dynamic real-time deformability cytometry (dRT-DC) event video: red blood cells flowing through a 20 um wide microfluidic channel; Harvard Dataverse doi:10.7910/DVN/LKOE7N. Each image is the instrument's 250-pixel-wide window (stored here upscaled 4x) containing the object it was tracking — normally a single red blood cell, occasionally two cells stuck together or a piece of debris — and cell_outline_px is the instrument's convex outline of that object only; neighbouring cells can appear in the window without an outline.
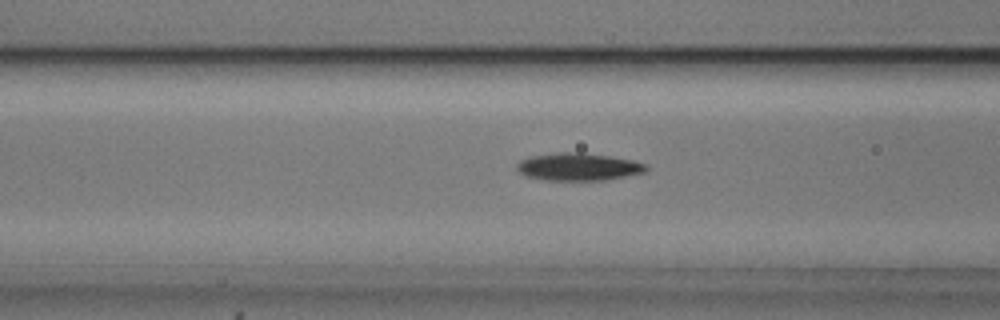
{"species": "common noctule bat (a hibernating species)", "species_latin": "Nyctalus noctula", "temperature_condition": "cold", "stored_images_in_passage": 43, "camera_frame_rate_fps": 3000, "um_per_image_px": 0.085, "animal": {"sex": "male", "body_mass_g": 20.5, "forearm_length_mm": 52.5}, "frame": {"image": 1, "passage_image": 20, "time_ms": 6.333, "image_size_px": [1000, 320], "cell_outline_px": [[648, 168], [644, 172], [604, 180], [544, 180], [528, 176], [520, 172], [516, 168], [516, 164], [520, 160], [528, 156], [556, 152], [580, 152], [608, 156], [632, 160], [648, 164]], "centroid_in_image_um": [49.13, 14.16], "position_along_channel_um": 117.5, "area_um2": 20.75}}
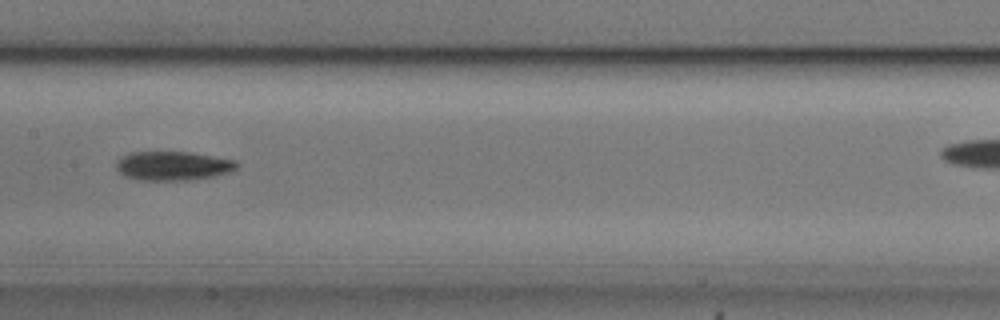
{"frame": {"image": 2, "passage_image": 26, "time_ms": 8.333, "image_size_px": [1000, 320], "cell_outline_px": [[240, 164], [232, 172], [212, 176], [188, 180], [140, 180], [124, 176], [116, 168], [116, 164], [120, 156], [128, 152], [188, 152], [236, 160]], "centroid_in_image_um": [14.69, 14.09], "position_along_channel_um": 192.7, "area_um2": 20.46}}
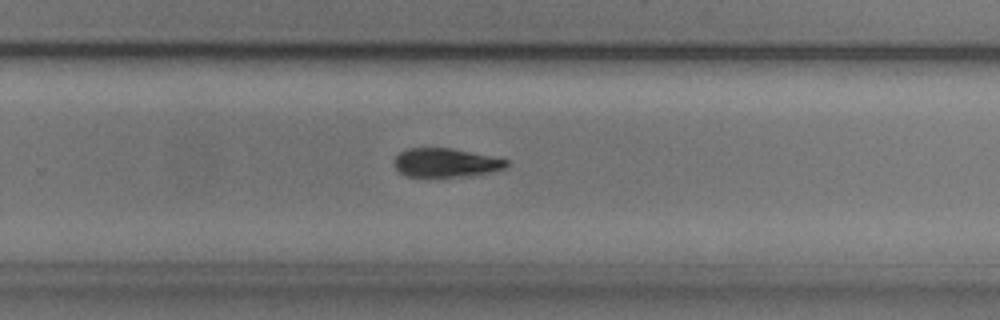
{"frame": {"image": 3, "passage_image": 34, "time_ms": 11.0, "image_size_px": [1000, 320], "cell_outline_px": [[508, 168], [488, 172], [460, 176], [408, 176], [400, 172], [396, 168], [396, 156], [400, 152], [408, 148], [452, 148], [508, 160]], "centroid_in_image_um": [37.9, 13.81], "position_along_channel_um": 291.9, "area_um2": 18.38}}